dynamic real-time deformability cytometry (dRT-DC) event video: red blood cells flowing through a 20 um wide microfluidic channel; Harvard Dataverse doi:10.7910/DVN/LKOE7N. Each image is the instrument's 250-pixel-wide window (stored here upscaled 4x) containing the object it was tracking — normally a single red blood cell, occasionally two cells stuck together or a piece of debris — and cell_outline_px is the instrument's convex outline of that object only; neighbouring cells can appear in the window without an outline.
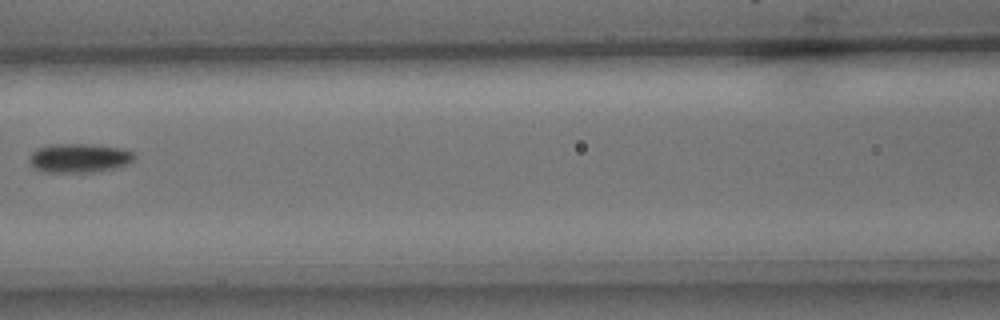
{"species": "common noctule bat (a hibernating species)", "species_latin": "Nyctalus noctula", "temperature_condition": "cold", "stored_images_in_passage": 8, "camera_frame_rate_fps": 3000, "um_per_image_px": 0.085, "animal": {"sex": "male", "body_mass_g": 15.6}, "frame": {"image": 1, "passage_image": 7, "time_ms": 2.0, "image_size_px": [1000, 320], "cell_outline_px": [[136, 156], [128, 164], [112, 168], [92, 172], [44, 172], [36, 168], [28, 160], [32, 152], [36, 148], [48, 144], [92, 144], [124, 148], [136, 152]], "centroid_in_image_um": [6.75, 13.41], "position_along_channel_um": 159.8, "area_um2": 17.92}}
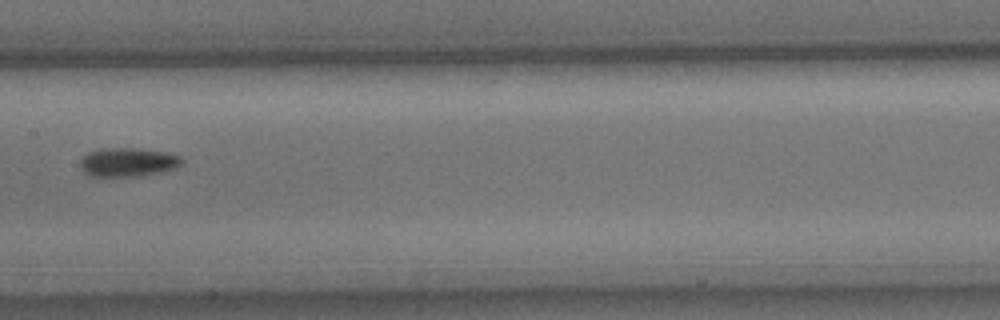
{"frame": {"image": 2, "passage_image": 8, "time_ms": 2.333, "image_size_px": [1000, 320], "cell_outline_px": [[184, 160], [176, 168], [160, 172], [136, 176], [92, 176], [84, 172], [80, 168], [80, 160], [88, 152], [104, 148], [132, 148], [168, 152], [180, 156]], "centroid_in_image_um": [10.87, 13.78], "position_along_channel_um": 196.5, "area_um2": 16.99}}